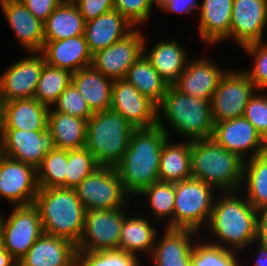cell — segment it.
<instances>
[{"instance_id":"cell-32","label":"cell","mask_w":267,"mask_h":266,"mask_svg":"<svg viewBox=\"0 0 267 266\" xmlns=\"http://www.w3.org/2000/svg\"><path fill=\"white\" fill-rule=\"evenodd\" d=\"M124 79L156 106L160 104L169 87L144 53L128 69Z\"/></svg>"},{"instance_id":"cell-4","label":"cell","mask_w":267,"mask_h":266,"mask_svg":"<svg viewBox=\"0 0 267 266\" xmlns=\"http://www.w3.org/2000/svg\"><path fill=\"white\" fill-rule=\"evenodd\" d=\"M190 163L192 178L220 191H240L244 160L227 151L213 138L191 141Z\"/></svg>"},{"instance_id":"cell-15","label":"cell","mask_w":267,"mask_h":266,"mask_svg":"<svg viewBox=\"0 0 267 266\" xmlns=\"http://www.w3.org/2000/svg\"><path fill=\"white\" fill-rule=\"evenodd\" d=\"M29 55L13 63L1 74L0 102L34 97L46 61L41 52H29Z\"/></svg>"},{"instance_id":"cell-41","label":"cell","mask_w":267,"mask_h":266,"mask_svg":"<svg viewBox=\"0 0 267 266\" xmlns=\"http://www.w3.org/2000/svg\"><path fill=\"white\" fill-rule=\"evenodd\" d=\"M53 111L66 113L78 118L88 120L94 112L83 98L74 84L71 82L53 103Z\"/></svg>"},{"instance_id":"cell-48","label":"cell","mask_w":267,"mask_h":266,"mask_svg":"<svg viewBox=\"0 0 267 266\" xmlns=\"http://www.w3.org/2000/svg\"><path fill=\"white\" fill-rule=\"evenodd\" d=\"M256 242L267 247V207L258 211V226Z\"/></svg>"},{"instance_id":"cell-12","label":"cell","mask_w":267,"mask_h":266,"mask_svg":"<svg viewBox=\"0 0 267 266\" xmlns=\"http://www.w3.org/2000/svg\"><path fill=\"white\" fill-rule=\"evenodd\" d=\"M126 214L123 208L87 210L77 251L118 249L121 227Z\"/></svg>"},{"instance_id":"cell-38","label":"cell","mask_w":267,"mask_h":266,"mask_svg":"<svg viewBox=\"0 0 267 266\" xmlns=\"http://www.w3.org/2000/svg\"><path fill=\"white\" fill-rule=\"evenodd\" d=\"M137 255L124 250L77 251L76 266H139Z\"/></svg>"},{"instance_id":"cell-44","label":"cell","mask_w":267,"mask_h":266,"mask_svg":"<svg viewBox=\"0 0 267 266\" xmlns=\"http://www.w3.org/2000/svg\"><path fill=\"white\" fill-rule=\"evenodd\" d=\"M256 93L248 101L243 116L267 142V95Z\"/></svg>"},{"instance_id":"cell-37","label":"cell","mask_w":267,"mask_h":266,"mask_svg":"<svg viewBox=\"0 0 267 266\" xmlns=\"http://www.w3.org/2000/svg\"><path fill=\"white\" fill-rule=\"evenodd\" d=\"M139 195L148 198V205L158 220L170 217L168 228H173V213L175 203V183L156 181L147 186Z\"/></svg>"},{"instance_id":"cell-13","label":"cell","mask_w":267,"mask_h":266,"mask_svg":"<svg viewBox=\"0 0 267 266\" xmlns=\"http://www.w3.org/2000/svg\"><path fill=\"white\" fill-rule=\"evenodd\" d=\"M144 38L135 29L124 39L92 54L91 66L113 81L124 79L128 69L144 53Z\"/></svg>"},{"instance_id":"cell-18","label":"cell","mask_w":267,"mask_h":266,"mask_svg":"<svg viewBox=\"0 0 267 266\" xmlns=\"http://www.w3.org/2000/svg\"><path fill=\"white\" fill-rule=\"evenodd\" d=\"M267 24V0H233L230 38L243 49L262 41Z\"/></svg>"},{"instance_id":"cell-9","label":"cell","mask_w":267,"mask_h":266,"mask_svg":"<svg viewBox=\"0 0 267 266\" xmlns=\"http://www.w3.org/2000/svg\"><path fill=\"white\" fill-rule=\"evenodd\" d=\"M74 190L86 210L119 209L128 203V194L115 167L100 166Z\"/></svg>"},{"instance_id":"cell-51","label":"cell","mask_w":267,"mask_h":266,"mask_svg":"<svg viewBox=\"0 0 267 266\" xmlns=\"http://www.w3.org/2000/svg\"><path fill=\"white\" fill-rule=\"evenodd\" d=\"M62 2H67V1H74V0H61Z\"/></svg>"},{"instance_id":"cell-1","label":"cell","mask_w":267,"mask_h":266,"mask_svg":"<svg viewBox=\"0 0 267 266\" xmlns=\"http://www.w3.org/2000/svg\"><path fill=\"white\" fill-rule=\"evenodd\" d=\"M161 119L157 113V125L134 128L124 157L115 167L129 196L139 195L147 186L159 181L161 150L170 138L168 126Z\"/></svg>"},{"instance_id":"cell-36","label":"cell","mask_w":267,"mask_h":266,"mask_svg":"<svg viewBox=\"0 0 267 266\" xmlns=\"http://www.w3.org/2000/svg\"><path fill=\"white\" fill-rule=\"evenodd\" d=\"M68 150L55 148L47 154L37 169V182L39 188L62 187L65 188L67 174Z\"/></svg>"},{"instance_id":"cell-8","label":"cell","mask_w":267,"mask_h":266,"mask_svg":"<svg viewBox=\"0 0 267 266\" xmlns=\"http://www.w3.org/2000/svg\"><path fill=\"white\" fill-rule=\"evenodd\" d=\"M12 210L7 220L0 214L1 244L19 262L43 234V228L34 203L14 206Z\"/></svg>"},{"instance_id":"cell-3","label":"cell","mask_w":267,"mask_h":266,"mask_svg":"<svg viewBox=\"0 0 267 266\" xmlns=\"http://www.w3.org/2000/svg\"><path fill=\"white\" fill-rule=\"evenodd\" d=\"M34 204L39 209L44 234L62 237L78 244L87 210L74 189L39 188Z\"/></svg>"},{"instance_id":"cell-46","label":"cell","mask_w":267,"mask_h":266,"mask_svg":"<svg viewBox=\"0 0 267 266\" xmlns=\"http://www.w3.org/2000/svg\"><path fill=\"white\" fill-rule=\"evenodd\" d=\"M26 8L43 23L59 6L61 0H20Z\"/></svg>"},{"instance_id":"cell-28","label":"cell","mask_w":267,"mask_h":266,"mask_svg":"<svg viewBox=\"0 0 267 266\" xmlns=\"http://www.w3.org/2000/svg\"><path fill=\"white\" fill-rule=\"evenodd\" d=\"M145 43L144 38V54L167 85L173 86L187 65L186 50L175 40L170 42L162 40L147 53Z\"/></svg>"},{"instance_id":"cell-19","label":"cell","mask_w":267,"mask_h":266,"mask_svg":"<svg viewBox=\"0 0 267 266\" xmlns=\"http://www.w3.org/2000/svg\"><path fill=\"white\" fill-rule=\"evenodd\" d=\"M49 107L35 98L0 102V129L45 131Z\"/></svg>"},{"instance_id":"cell-11","label":"cell","mask_w":267,"mask_h":266,"mask_svg":"<svg viewBox=\"0 0 267 266\" xmlns=\"http://www.w3.org/2000/svg\"><path fill=\"white\" fill-rule=\"evenodd\" d=\"M51 131L0 129V153L34 167L41 166L43 158L54 150Z\"/></svg>"},{"instance_id":"cell-17","label":"cell","mask_w":267,"mask_h":266,"mask_svg":"<svg viewBox=\"0 0 267 266\" xmlns=\"http://www.w3.org/2000/svg\"><path fill=\"white\" fill-rule=\"evenodd\" d=\"M110 109L134 128L157 125V106L126 79L114 80Z\"/></svg>"},{"instance_id":"cell-2","label":"cell","mask_w":267,"mask_h":266,"mask_svg":"<svg viewBox=\"0 0 267 266\" xmlns=\"http://www.w3.org/2000/svg\"><path fill=\"white\" fill-rule=\"evenodd\" d=\"M238 192H225L213 205L208 228L219 242L210 244L225 249L243 250L256 243L258 211ZM223 242V245L221 244ZM225 243L227 245H225ZM231 246V247H228ZM237 249V250H236Z\"/></svg>"},{"instance_id":"cell-21","label":"cell","mask_w":267,"mask_h":266,"mask_svg":"<svg viewBox=\"0 0 267 266\" xmlns=\"http://www.w3.org/2000/svg\"><path fill=\"white\" fill-rule=\"evenodd\" d=\"M225 72L214 62L198 58L188 61L183 73L173 86L183 94L211 100Z\"/></svg>"},{"instance_id":"cell-27","label":"cell","mask_w":267,"mask_h":266,"mask_svg":"<svg viewBox=\"0 0 267 266\" xmlns=\"http://www.w3.org/2000/svg\"><path fill=\"white\" fill-rule=\"evenodd\" d=\"M233 0H203L200 6L199 34L214 44L230 38Z\"/></svg>"},{"instance_id":"cell-25","label":"cell","mask_w":267,"mask_h":266,"mask_svg":"<svg viewBox=\"0 0 267 266\" xmlns=\"http://www.w3.org/2000/svg\"><path fill=\"white\" fill-rule=\"evenodd\" d=\"M198 232L166 227L164 236L155 240L152 260L155 266H191L195 243L191 240ZM192 241V244H191Z\"/></svg>"},{"instance_id":"cell-40","label":"cell","mask_w":267,"mask_h":266,"mask_svg":"<svg viewBox=\"0 0 267 266\" xmlns=\"http://www.w3.org/2000/svg\"><path fill=\"white\" fill-rule=\"evenodd\" d=\"M234 250L210 244L196 243L191 256V266H239Z\"/></svg>"},{"instance_id":"cell-26","label":"cell","mask_w":267,"mask_h":266,"mask_svg":"<svg viewBox=\"0 0 267 266\" xmlns=\"http://www.w3.org/2000/svg\"><path fill=\"white\" fill-rule=\"evenodd\" d=\"M71 82L94 113L110 109L112 79L88 66L72 73Z\"/></svg>"},{"instance_id":"cell-47","label":"cell","mask_w":267,"mask_h":266,"mask_svg":"<svg viewBox=\"0 0 267 266\" xmlns=\"http://www.w3.org/2000/svg\"><path fill=\"white\" fill-rule=\"evenodd\" d=\"M158 7L166 12L191 13L195 8L200 9L197 0H158Z\"/></svg>"},{"instance_id":"cell-31","label":"cell","mask_w":267,"mask_h":266,"mask_svg":"<svg viewBox=\"0 0 267 266\" xmlns=\"http://www.w3.org/2000/svg\"><path fill=\"white\" fill-rule=\"evenodd\" d=\"M169 138L161 150L158 177L160 181L176 183L192 178L190 149L191 141L172 144Z\"/></svg>"},{"instance_id":"cell-49","label":"cell","mask_w":267,"mask_h":266,"mask_svg":"<svg viewBox=\"0 0 267 266\" xmlns=\"http://www.w3.org/2000/svg\"><path fill=\"white\" fill-rule=\"evenodd\" d=\"M18 262L0 244V266H15Z\"/></svg>"},{"instance_id":"cell-24","label":"cell","mask_w":267,"mask_h":266,"mask_svg":"<svg viewBox=\"0 0 267 266\" xmlns=\"http://www.w3.org/2000/svg\"><path fill=\"white\" fill-rule=\"evenodd\" d=\"M41 53L48 65L65 69L71 73L91 66L90 53L84 35L57 41H44Z\"/></svg>"},{"instance_id":"cell-6","label":"cell","mask_w":267,"mask_h":266,"mask_svg":"<svg viewBox=\"0 0 267 266\" xmlns=\"http://www.w3.org/2000/svg\"><path fill=\"white\" fill-rule=\"evenodd\" d=\"M211 100L199 99L181 93L169 86L162 101L157 106L171 127L188 141L210 139L213 136Z\"/></svg>"},{"instance_id":"cell-50","label":"cell","mask_w":267,"mask_h":266,"mask_svg":"<svg viewBox=\"0 0 267 266\" xmlns=\"http://www.w3.org/2000/svg\"><path fill=\"white\" fill-rule=\"evenodd\" d=\"M257 251L254 266H267V247L259 245Z\"/></svg>"},{"instance_id":"cell-16","label":"cell","mask_w":267,"mask_h":266,"mask_svg":"<svg viewBox=\"0 0 267 266\" xmlns=\"http://www.w3.org/2000/svg\"><path fill=\"white\" fill-rule=\"evenodd\" d=\"M212 138L244 161L248 150L249 159L267 151V142L244 116L214 123Z\"/></svg>"},{"instance_id":"cell-7","label":"cell","mask_w":267,"mask_h":266,"mask_svg":"<svg viewBox=\"0 0 267 266\" xmlns=\"http://www.w3.org/2000/svg\"><path fill=\"white\" fill-rule=\"evenodd\" d=\"M213 189V186L196 178L176 182L173 228L201 233V227H207L211 217Z\"/></svg>"},{"instance_id":"cell-42","label":"cell","mask_w":267,"mask_h":266,"mask_svg":"<svg viewBox=\"0 0 267 266\" xmlns=\"http://www.w3.org/2000/svg\"><path fill=\"white\" fill-rule=\"evenodd\" d=\"M263 41L255 42L243 47L254 60L251 71H244L249 79L255 84L257 90L263 91L267 88V44Z\"/></svg>"},{"instance_id":"cell-22","label":"cell","mask_w":267,"mask_h":266,"mask_svg":"<svg viewBox=\"0 0 267 266\" xmlns=\"http://www.w3.org/2000/svg\"><path fill=\"white\" fill-rule=\"evenodd\" d=\"M76 245L68 239L42 234L19 260L21 266H76Z\"/></svg>"},{"instance_id":"cell-20","label":"cell","mask_w":267,"mask_h":266,"mask_svg":"<svg viewBox=\"0 0 267 266\" xmlns=\"http://www.w3.org/2000/svg\"><path fill=\"white\" fill-rule=\"evenodd\" d=\"M2 12L20 44L29 52H41L44 47V23L37 19L20 0L0 2Z\"/></svg>"},{"instance_id":"cell-45","label":"cell","mask_w":267,"mask_h":266,"mask_svg":"<svg viewBox=\"0 0 267 266\" xmlns=\"http://www.w3.org/2000/svg\"><path fill=\"white\" fill-rule=\"evenodd\" d=\"M73 2L86 22L114 9V0H74Z\"/></svg>"},{"instance_id":"cell-10","label":"cell","mask_w":267,"mask_h":266,"mask_svg":"<svg viewBox=\"0 0 267 266\" xmlns=\"http://www.w3.org/2000/svg\"><path fill=\"white\" fill-rule=\"evenodd\" d=\"M255 89L244 71L227 70L210 101L213 122L243 116Z\"/></svg>"},{"instance_id":"cell-29","label":"cell","mask_w":267,"mask_h":266,"mask_svg":"<svg viewBox=\"0 0 267 266\" xmlns=\"http://www.w3.org/2000/svg\"><path fill=\"white\" fill-rule=\"evenodd\" d=\"M86 21L73 1L61 2L44 22L45 41L84 35Z\"/></svg>"},{"instance_id":"cell-23","label":"cell","mask_w":267,"mask_h":266,"mask_svg":"<svg viewBox=\"0 0 267 266\" xmlns=\"http://www.w3.org/2000/svg\"><path fill=\"white\" fill-rule=\"evenodd\" d=\"M134 27L115 9L87 21L84 36L90 53L94 54L124 39L136 29Z\"/></svg>"},{"instance_id":"cell-39","label":"cell","mask_w":267,"mask_h":266,"mask_svg":"<svg viewBox=\"0 0 267 266\" xmlns=\"http://www.w3.org/2000/svg\"><path fill=\"white\" fill-rule=\"evenodd\" d=\"M100 166L86 147L68 150L65 188L75 189L88 175Z\"/></svg>"},{"instance_id":"cell-30","label":"cell","mask_w":267,"mask_h":266,"mask_svg":"<svg viewBox=\"0 0 267 266\" xmlns=\"http://www.w3.org/2000/svg\"><path fill=\"white\" fill-rule=\"evenodd\" d=\"M48 129L58 149H79L85 147L87 120L66 113L52 111L49 107Z\"/></svg>"},{"instance_id":"cell-35","label":"cell","mask_w":267,"mask_h":266,"mask_svg":"<svg viewBox=\"0 0 267 266\" xmlns=\"http://www.w3.org/2000/svg\"><path fill=\"white\" fill-rule=\"evenodd\" d=\"M72 73L45 63L34 97L40 103L53 107V103L71 83Z\"/></svg>"},{"instance_id":"cell-43","label":"cell","mask_w":267,"mask_h":266,"mask_svg":"<svg viewBox=\"0 0 267 266\" xmlns=\"http://www.w3.org/2000/svg\"><path fill=\"white\" fill-rule=\"evenodd\" d=\"M154 3L158 6V0H114V9L137 28L148 20Z\"/></svg>"},{"instance_id":"cell-33","label":"cell","mask_w":267,"mask_h":266,"mask_svg":"<svg viewBox=\"0 0 267 266\" xmlns=\"http://www.w3.org/2000/svg\"><path fill=\"white\" fill-rule=\"evenodd\" d=\"M124 218L118 249L138 255L136 252L152 254L157 236V230L145 217Z\"/></svg>"},{"instance_id":"cell-5","label":"cell","mask_w":267,"mask_h":266,"mask_svg":"<svg viewBox=\"0 0 267 266\" xmlns=\"http://www.w3.org/2000/svg\"><path fill=\"white\" fill-rule=\"evenodd\" d=\"M134 127L112 109L95 112L87 120V150L99 166L116 167L124 157Z\"/></svg>"},{"instance_id":"cell-34","label":"cell","mask_w":267,"mask_h":266,"mask_svg":"<svg viewBox=\"0 0 267 266\" xmlns=\"http://www.w3.org/2000/svg\"><path fill=\"white\" fill-rule=\"evenodd\" d=\"M241 185L240 192L244 186L247 200L257 211L267 207V151L251 159L246 158Z\"/></svg>"},{"instance_id":"cell-14","label":"cell","mask_w":267,"mask_h":266,"mask_svg":"<svg viewBox=\"0 0 267 266\" xmlns=\"http://www.w3.org/2000/svg\"><path fill=\"white\" fill-rule=\"evenodd\" d=\"M39 187L37 170L0 153V197L14 206L35 202Z\"/></svg>"}]
</instances>
